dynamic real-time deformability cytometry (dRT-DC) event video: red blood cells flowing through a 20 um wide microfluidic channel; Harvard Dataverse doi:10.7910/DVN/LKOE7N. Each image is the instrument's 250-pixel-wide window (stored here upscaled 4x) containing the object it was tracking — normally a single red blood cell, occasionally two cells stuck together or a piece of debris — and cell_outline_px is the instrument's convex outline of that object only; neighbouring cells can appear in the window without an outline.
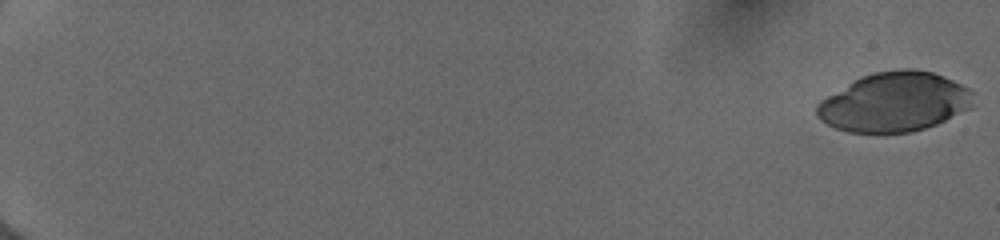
{"species": "human", "species_latin": "Homo sapiens", "temperature_condition": "cold", "stored_images_in_passage": 25, "camera_frame_rate_fps": 3000, "um_per_image_px": 0.085, "donor": {"sex": "female"}, "frame": {"image": 1, "passage_image": 1, "time_ms": 0.0, "image_size_px": [1000, 240], "cell_outline_px": [[972, 92], [968, 108], [936, 124], [924, 128], [908, 132], [884, 136], [848, 132], [836, 128], [820, 120], [816, 116], [816, 104], [820, 100], [860, 76], [876, 72], [904, 68], [912, 68], [932, 72], [952, 80], [968, 88]], "centroid_in_image_um": [75.93, 8.7], "position_along_channel_um": 9.1, "area_um2": 54.33}}
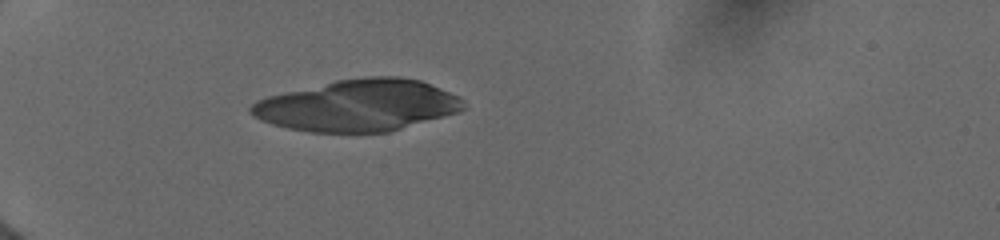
{"frame": {"image": 2, "passage_image": 14, "time_ms": 6.0, "image_size_px": [1000, 240], "cell_outline_px": [[464, 108], [460, 112], [388, 132], [312, 132], [288, 128], [272, 124], [260, 120], [248, 112], [248, 108], [256, 100], [268, 96], [336, 80], [368, 76], [400, 76], [420, 80], [440, 88], [464, 100]], "centroid_in_image_um": [30.42, 8.96], "position_along_channel_um": 54.6, "area_um2": 63.81}}